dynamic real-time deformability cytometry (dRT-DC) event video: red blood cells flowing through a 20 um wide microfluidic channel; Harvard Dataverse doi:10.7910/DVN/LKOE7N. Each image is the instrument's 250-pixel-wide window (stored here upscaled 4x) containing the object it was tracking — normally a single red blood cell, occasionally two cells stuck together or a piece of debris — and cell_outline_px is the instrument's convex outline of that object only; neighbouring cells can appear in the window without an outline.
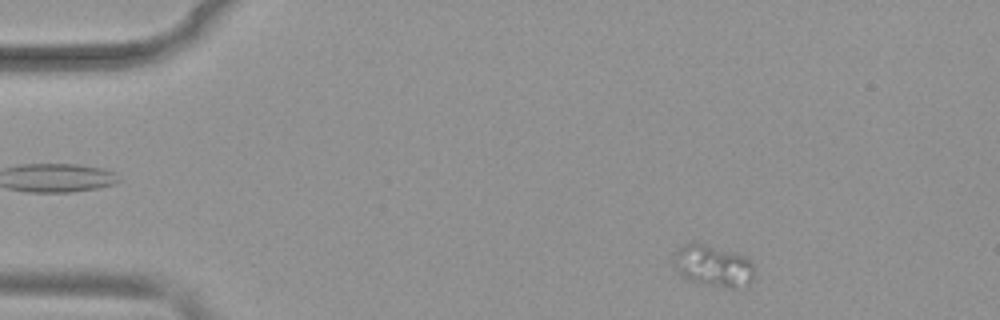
{"species": "common noctule bat (a hibernating species)", "species_latin": "Nyctalus noctula", "temperature_condition": "warm", "stored_images_in_passage": 48, "camera_frame_rate_fps": 3000, "um_per_image_px": 0.085, "animal": {"sex": "female", "body_mass_g": 19.9}, "frame": {"image": 1, "passage_image": 3, "time_ms": 0.667, "image_size_px": [1000, 320], "cell_outline_px": [[752, 280], [744, 288], [732, 288], [692, 280], [684, 276], [676, 268], [676, 252], [684, 244], [692, 240], [736, 252], [748, 256], [752, 260]], "centroid_in_image_um": [60.69, 22.54], "position_along_channel_um": 24.3, "area_um2": 19.25}}
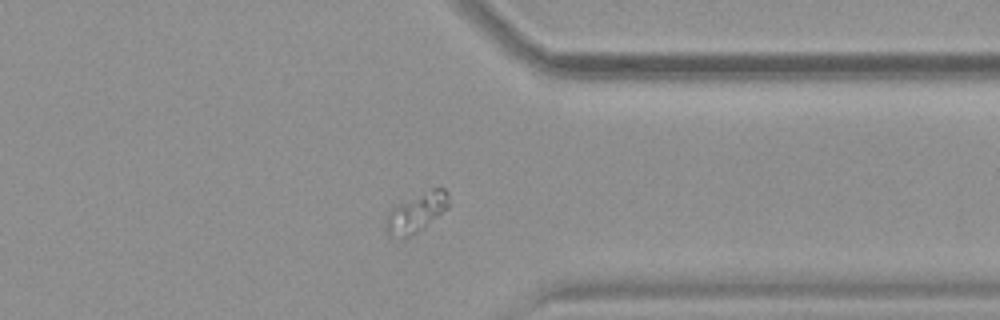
{"frame": {"image": 2, "passage_image": 37, "time_ms": 12.0, "image_size_px": [1000, 320], "cell_outline_px": [[448, 208], [416, 232], [404, 240], [388, 236], [384, 228], [384, 224], [388, 212], [396, 204], [432, 188], [444, 188], [448, 192]], "centroid_in_image_um": [35.32, 18.1], "position_along_channel_um": 376.1, "area_um2": 14.45}}
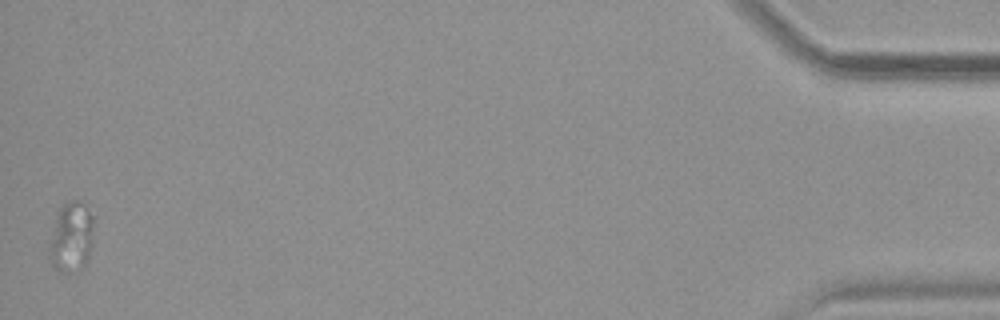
{"frame": {"image": 3, "passage_image": 48, "time_ms": 15.667, "image_size_px": [1000, 320], "cell_outline_px": [[92, 228], [88, 264], [64, 272], [56, 268], [48, 260], [48, 248], [56, 220], [60, 208], [68, 200], [76, 200], [84, 204], [92, 216]], "centroid_in_image_um": [6.04, 20.15], "position_along_channel_um": 429.2, "area_um2": 17.57}}